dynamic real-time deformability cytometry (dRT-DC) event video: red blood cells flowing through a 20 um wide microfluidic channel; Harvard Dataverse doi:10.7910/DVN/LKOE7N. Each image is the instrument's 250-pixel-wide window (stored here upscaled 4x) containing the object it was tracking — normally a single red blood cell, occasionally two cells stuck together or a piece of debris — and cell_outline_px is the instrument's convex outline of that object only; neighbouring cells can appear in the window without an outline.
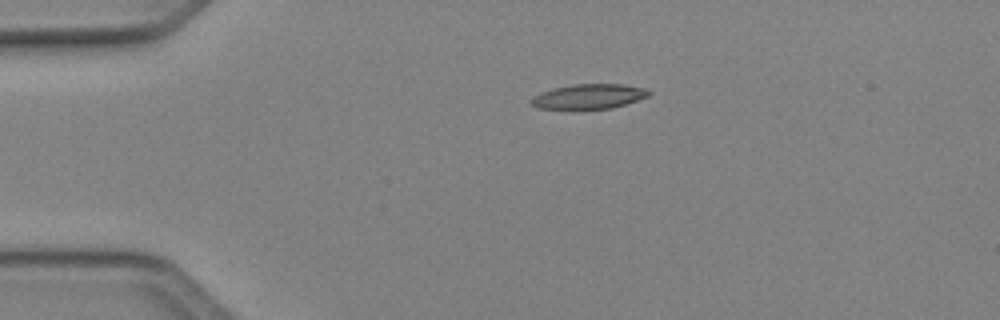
{"species": "Egyptian fruit bat (a non-hibernating species)", "species_latin": "Rousettus aegyptiacus", "temperature_condition": "cold", "stored_images_in_passage": 40, "camera_frame_rate_fps": 3000, "um_per_image_px": 0.085, "animal": {"sex": "female"}, "frame": {"image": 1, "passage_image": 1, "time_ms": 0.0, "image_size_px": [1000, 320], "cell_outline_px": [[652, 92], [648, 96], [612, 108], [536, 108], [528, 100], [532, 96], [540, 92], [552, 88], [572, 84], [624, 84], [648, 88]], "centroid_in_image_um": [50.04, 8.17], "position_along_channel_um": 35.0, "area_um2": 16.99}}
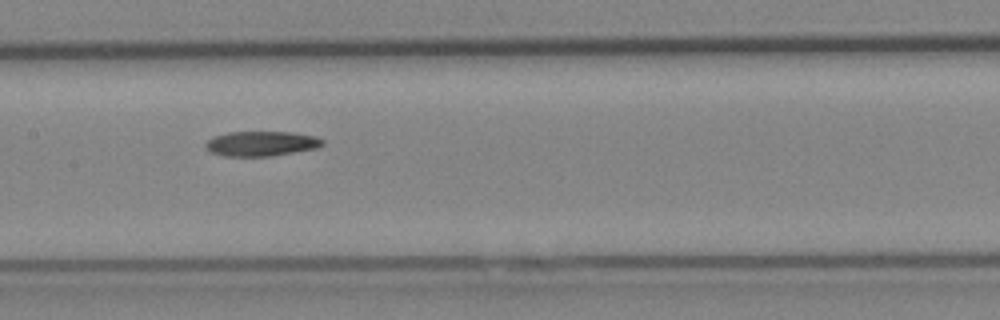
{"frame": {"image": 2, "passage_image": 15, "time_ms": 4.667, "image_size_px": [1000, 320], "cell_outline_px": [[324, 144], [316, 148], [268, 156], [224, 156], [212, 152], [204, 148], [204, 144], [208, 140], [216, 136], [228, 132], [292, 132], [316, 136], [324, 140]], "centroid_in_image_um": [22.2, 12.2], "position_along_channel_um": 185.2, "area_um2": 16.82}}
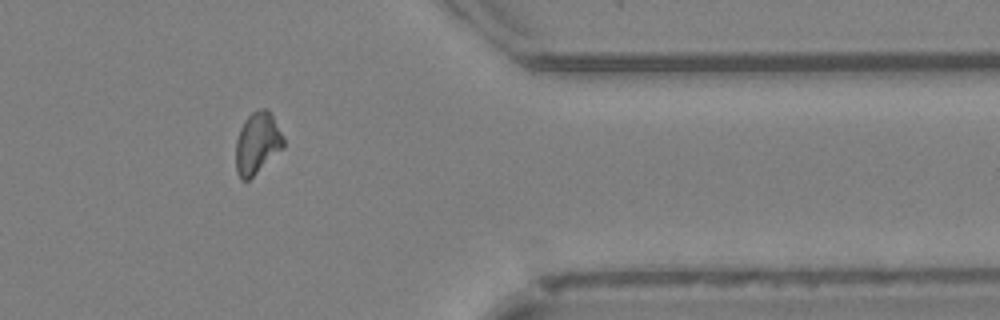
{"frame": {"image": 3, "passage_image": 31, "time_ms": 10.0, "image_size_px": [1000, 320], "cell_outline_px": [[284, 148], [248, 180], [240, 180], [236, 172], [236, 140], [240, 128], [244, 120], [252, 112], [260, 108], [268, 108], [284, 140]], "centroid_in_image_um": [21.85, 12.17], "position_along_channel_um": 389.6, "area_um2": 17.05}}